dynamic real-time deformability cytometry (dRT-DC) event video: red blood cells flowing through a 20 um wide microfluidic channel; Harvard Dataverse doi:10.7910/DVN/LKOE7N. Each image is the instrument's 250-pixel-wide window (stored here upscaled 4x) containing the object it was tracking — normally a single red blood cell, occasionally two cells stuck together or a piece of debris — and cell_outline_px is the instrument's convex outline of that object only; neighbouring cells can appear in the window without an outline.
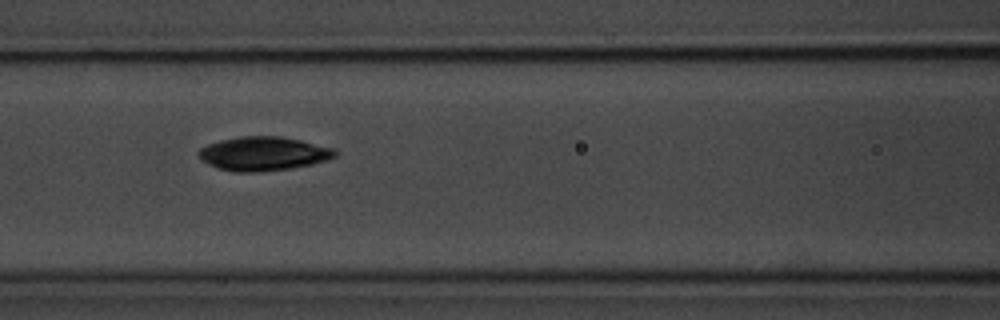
{"species": "common noctule bat (a hibernating species)", "species_latin": "Nyctalus noctula", "temperature_condition": "room temperature", "stored_images_in_passage": 9, "camera_frame_rate_fps": 3000, "um_per_image_px": 0.085, "animal": {"sex": "male", "body_mass_g": 20.1, "forearm_length_mm": 53.5}, "frame": {"image": 1, "passage_image": 6, "time_ms": 6.667, "image_size_px": [1000, 320], "cell_outline_px": [[340, 152], [336, 156], [328, 160], [312, 164], [292, 168], [260, 172], [236, 172], [220, 168], [208, 164], [200, 160], [196, 152], [200, 148], [208, 144], [220, 140], [240, 136], [280, 136], [300, 140], [336, 148]], "centroid_in_image_um": [22.41, 13.06], "position_along_channel_um": 144.2, "area_um2": 27.28}}
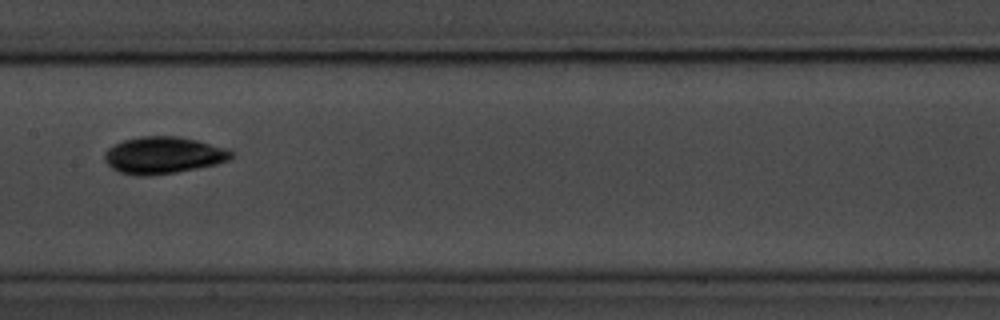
{"frame": {"image": 2, "passage_image": 7, "time_ms": 8.0, "image_size_px": [1000, 320], "cell_outline_px": [[236, 152], [232, 160], [216, 164], [176, 172], [148, 176], [136, 176], [120, 172], [112, 168], [104, 160], [104, 152], [112, 144], [124, 140], [140, 136], [180, 136], [228, 148]], "centroid_in_image_um": [13.91, 13.19], "position_along_channel_um": 193.5, "area_um2": 27.63}}